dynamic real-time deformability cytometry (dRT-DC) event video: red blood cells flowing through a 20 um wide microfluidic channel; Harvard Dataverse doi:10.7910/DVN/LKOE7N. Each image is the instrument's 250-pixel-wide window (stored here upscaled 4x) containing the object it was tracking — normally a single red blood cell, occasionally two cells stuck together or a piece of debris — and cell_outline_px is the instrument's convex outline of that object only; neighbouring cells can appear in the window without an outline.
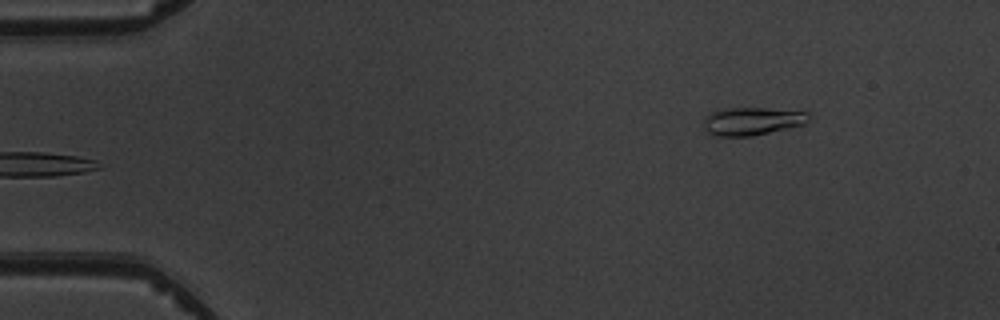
{"species": "common noctule bat (a hibernating species)", "species_latin": "Nyctalus noctula", "temperature_condition": "warm", "stored_images_in_passage": 5, "camera_frame_rate_fps": 3000, "um_per_image_px": 0.085, "animal": {"sex": "male", "body_mass_g": 19.5, "forearm_length_mm": 54.6}, "frame": {"image": 1, "passage_image": 5, "time_ms": 4.667, "image_size_px": [1000, 320], "cell_outline_px": [[808, 120], [804, 124], [752, 136], [716, 136], [708, 132], [704, 128], [704, 116], [712, 112], [724, 108], [764, 108], [808, 112]], "centroid_in_image_um": [63.88, 10.3], "position_along_channel_um": 21.1, "area_um2": 16.94}}